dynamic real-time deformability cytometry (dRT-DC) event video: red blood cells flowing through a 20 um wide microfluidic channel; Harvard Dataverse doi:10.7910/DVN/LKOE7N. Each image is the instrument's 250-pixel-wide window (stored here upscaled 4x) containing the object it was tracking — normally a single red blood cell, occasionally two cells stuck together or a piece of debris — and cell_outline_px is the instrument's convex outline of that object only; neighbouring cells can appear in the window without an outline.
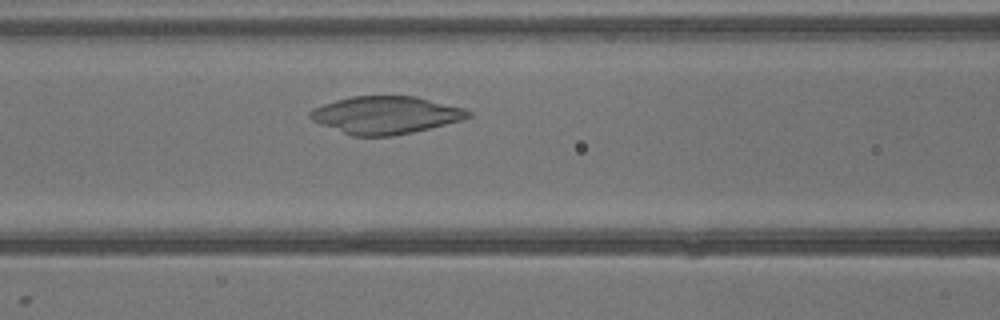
{"species": "common noctule bat (a hibernating species)", "species_latin": "Nyctalus noctula", "temperature_condition": "warm", "stored_images_in_passage": 29, "camera_frame_rate_fps": 3000, "um_per_image_px": 0.085, "animal": {"sex": "male", "body_mass_g": 13.3}, "frame": {"image": 1, "passage_image": 10, "time_ms": 3.0, "image_size_px": [1000, 320], "cell_outline_px": [[472, 116], [460, 120], [412, 132], [392, 136], [352, 136], [320, 124], [312, 120], [308, 116], [308, 112], [312, 108], [336, 100], [352, 96], [416, 96], [464, 108], [472, 112]], "centroid_in_image_um": [32.75, 9.77], "position_along_channel_um": 133.8, "area_um2": 34.45}}
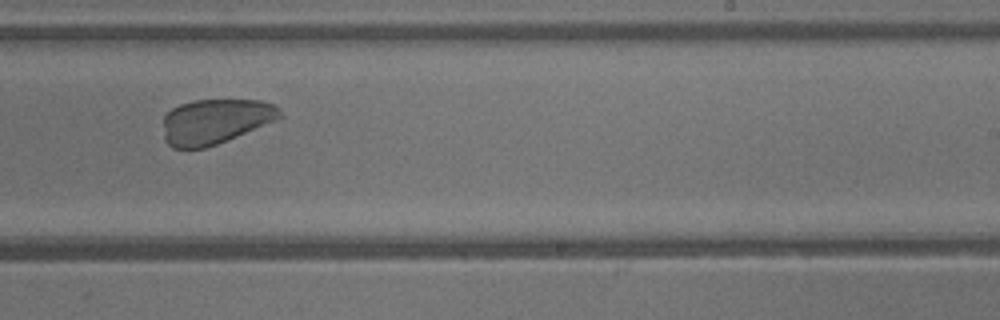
{"frame": {"image": 2, "passage_image": 18, "time_ms": 5.667, "image_size_px": [1000, 320], "cell_outline_px": [[284, 116], [216, 144], [204, 148], [172, 148], [164, 140], [164, 116], [172, 108], [180, 104], [192, 100], [260, 100], [276, 104]], "centroid_in_image_um": [18.27, 10.3], "position_along_channel_um": 270.7, "area_um2": 30.35}}
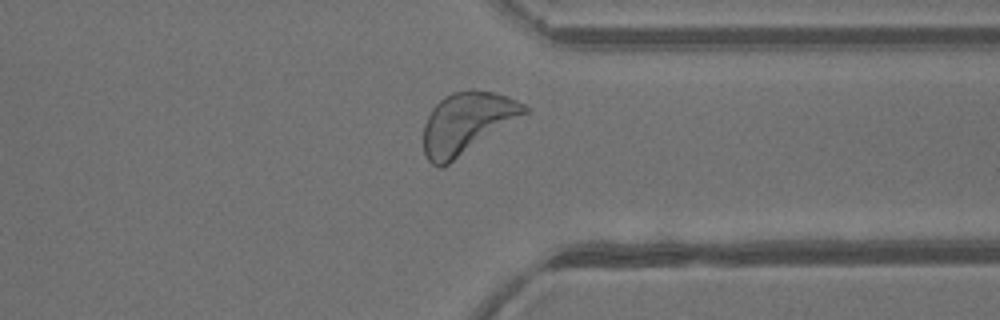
{"frame": {"image": 3, "passage_image": 24, "time_ms": 7.667, "image_size_px": [1000, 320], "cell_outline_px": [[528, 112], [448, 164], [440, 168], [432, 164], [428, 160], [424, 152], [424, 124], [432, 108], [444, 96], [452, 92], [492, 92], [508, 96], [524, 104], [528, 108]], "centroid_in_image_um": [39.65, 10.47], "position_along_channel_um": 371.8, "area_um2": 35.08}}